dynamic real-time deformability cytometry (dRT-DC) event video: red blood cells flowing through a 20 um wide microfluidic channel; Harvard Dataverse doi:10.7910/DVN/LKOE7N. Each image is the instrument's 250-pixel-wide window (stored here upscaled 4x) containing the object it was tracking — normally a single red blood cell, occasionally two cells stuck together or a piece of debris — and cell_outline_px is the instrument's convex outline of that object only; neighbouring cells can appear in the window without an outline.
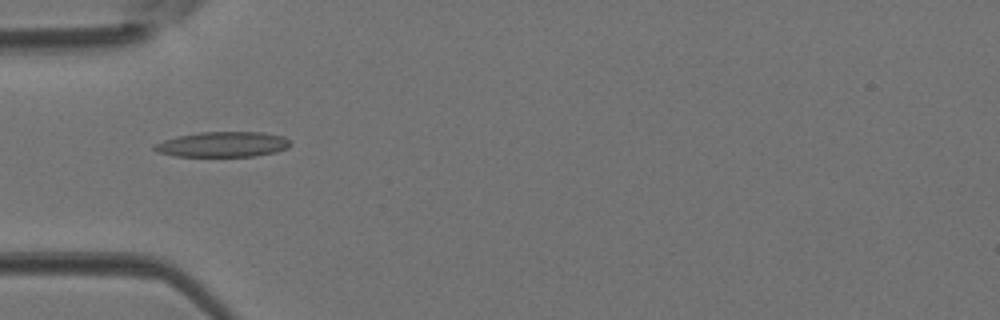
{"species": "Egyptian fruit bat (a non-hibernating species)", "species_latin": "Rousettus aegyptiacus", "temperature_condition": "room temperature", "stored_images_in_passage": 31, "camera_frame_rate_fps": 3000, "um_per_image_px": 0.085, "animal": {"sex": "female"}, "frame": {"image": 1, "passage_image": 1, "time_ms": 0.0, "image_size_px": [1000, 320], "cell_outline_px": [[292, 144], [288, 148], [276, 152], [256, 156], [172, 156], [156, 152], [152, 148], [152, 144], [176, 136], [200, 132], [264, 132], [284, 136]], "centroid_in_image_um": [18.91, 12.27], "position_along_channel_um": 66.1, "area_um2": 20.29}}
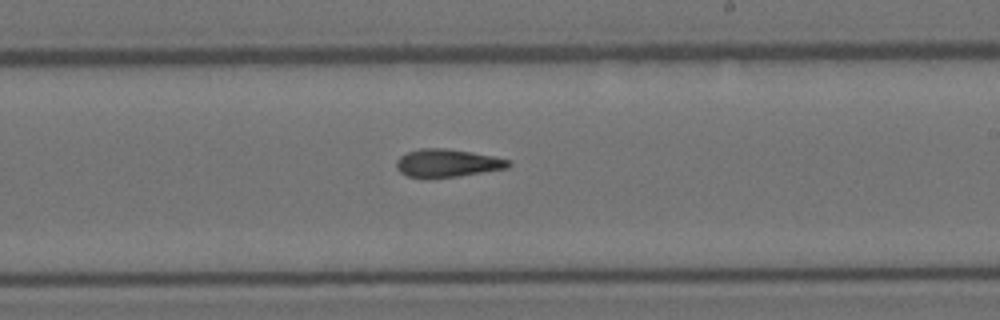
{"frame": {"image": 2, "passage_image": 13, "time_ms": 4.0, "image_size_px": [1000, 320], "cell_outline_px": [[512, 164], [508, 168], [460, 176], [428, 180], [408, 176], [400, 172], [396, 168], [396, 160], [400, 156], [408, 152], [420, 148], [444, 148], [472, 152], [492, 156], [508, 160]], "centroid_in_image_um": [37.98, 13.89], "position_along_channel_um": 251.0, "area_um2": 18.61}}
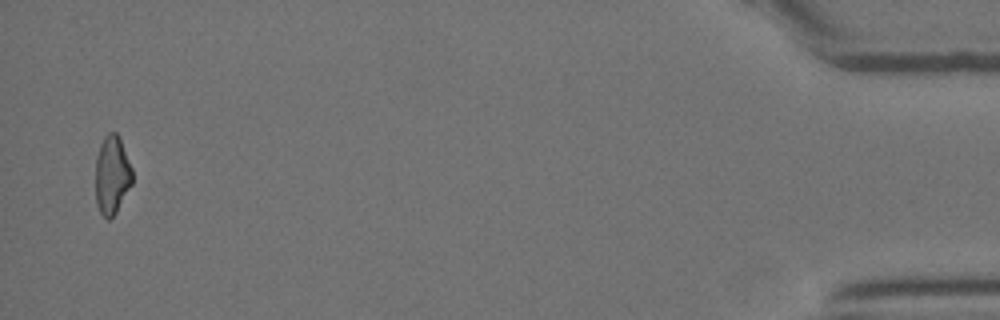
{"frame": {"image": 3, "passage_image": 30, "time_ms": 9.667, "image_size_px": [1000, 320], "cell_outline_px": [[132, 184], [116, 212], [108, 220], [100, 212], [96, 204], [96, 160], [100, 144], [104, 136], [108, 132], [116, 132], [120, 136], [132, 168]], "centroid_in_image_um": [9.53, 14.84], "position_along_channel_um": 425.7, "area_um2": 16.88}}